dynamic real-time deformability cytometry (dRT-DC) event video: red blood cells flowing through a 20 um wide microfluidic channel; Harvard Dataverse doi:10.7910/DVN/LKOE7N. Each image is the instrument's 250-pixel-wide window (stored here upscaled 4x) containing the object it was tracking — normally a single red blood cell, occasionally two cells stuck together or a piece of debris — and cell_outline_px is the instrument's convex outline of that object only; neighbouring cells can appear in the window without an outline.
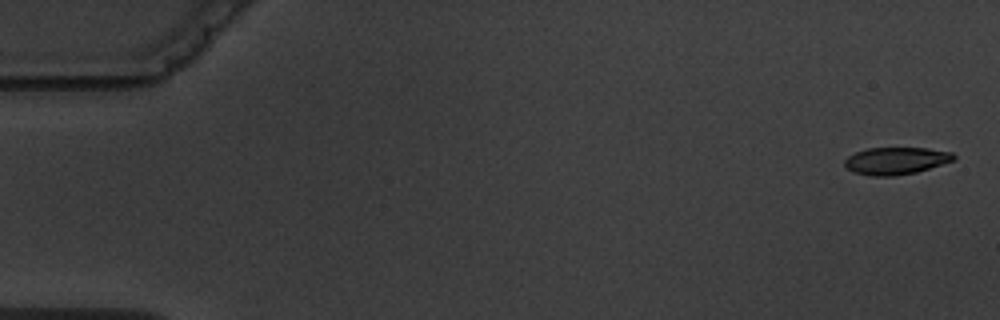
{"species": "common noctule bat (a hibernating species)", "species_latin": "Nyctalus noctula", "temperature_condition": "warm", "stored_images_in_passage": 8, "camera_frame_rate_fps": 3000, "um_per_image_px": 0.085, "animal": {"sex": "male", "body_mass_g": 19.5, "forearm_length_mm": 54.6}, "frame": {"image": 1, "passage_image": 1, "time_ms": 0.0, "image_size_px": [1000, 320], "cell_outline_px": [[956, 160], [916, 172], [892, 176], [872, 176], [856, 172], [848, 168], [844, 164], [844, 160], [848, 156], [856, 152], [868, 148], [928, 148], [952, 152], [956, 156]], "centroid_in_image_um": [76.19, 13.66], "position_along_channel_um": 8.8, "area_um2": 17.22}}
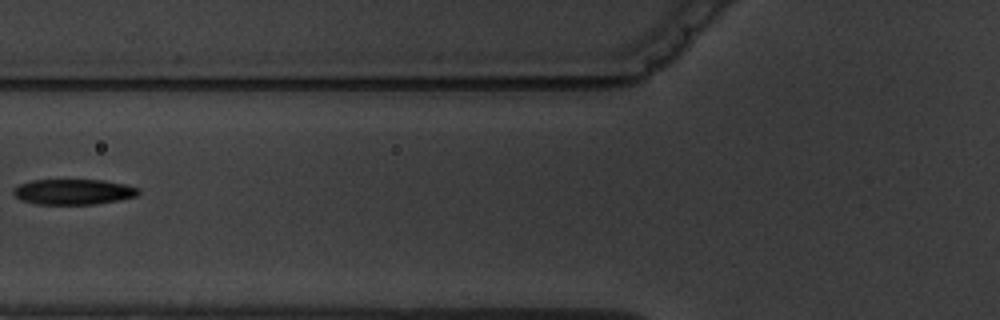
{"frame": {"image": 2, "passage_image": 7, "time_ms": 7.0, "image_size_px": [1000, 320], "cell_outline_px": [[140, 192], [136, 196], [120, 200], [96, 204], [36, 204], [20, 200], [12, 192], [12, 188], [20, 184], [32, 180], [104, 180], [124, 184], [140, 188]], "centroid_in_image_um": [6.24, 16.3], "position_along_channel_um": 119.6, "area_um2": 18.67}}
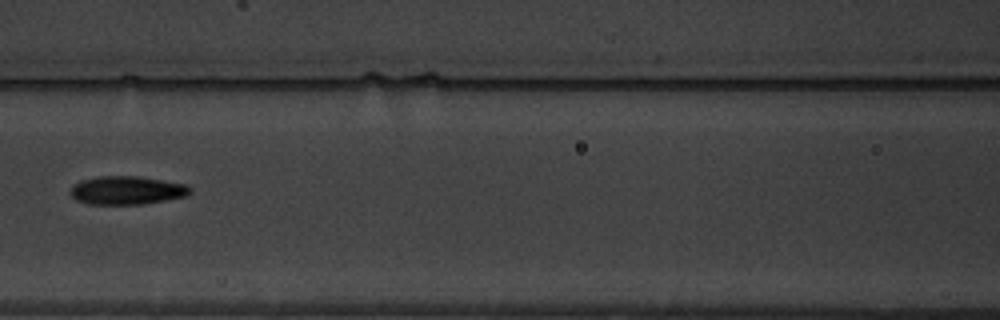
{"frame": {"image": 3, "passage_image": 8, "time_ms": 8.0, "image_size_px": [1000, 320], "cell_outline_px": [[192, 192], [184, 196], [144, 204], [88, 204], [76, 200], [72, 196], [72, 184], [80, 180], [100, 176], [136, 176], [184, 184], [192, 188]], "centroid_in_image_um": [10.75, 16.18], "position_along_channel_um": 155.8, "area_um2": 19.59}}